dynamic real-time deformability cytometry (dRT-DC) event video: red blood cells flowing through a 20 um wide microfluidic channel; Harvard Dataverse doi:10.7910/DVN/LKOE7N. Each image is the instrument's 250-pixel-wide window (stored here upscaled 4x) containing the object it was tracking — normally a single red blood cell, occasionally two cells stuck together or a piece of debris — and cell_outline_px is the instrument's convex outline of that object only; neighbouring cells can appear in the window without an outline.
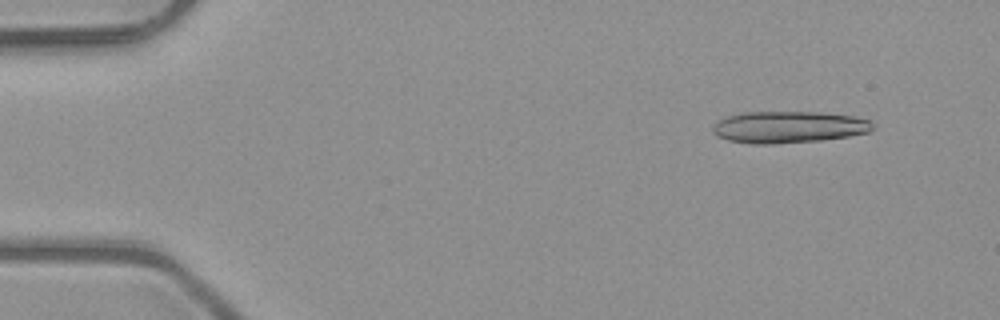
{"species": "common noctule bat (a hibernating species)", "species_latin": "Nyctalus noctula", "temperature_condition": "room temperature", "stored_images_in_passage": 18, "camera_frame_rate_fps": 3000, "um_per_image_px": 0.085, "animal": {"sex": "male", "body_mass_g": 23.1, "forearm_length_mm": 52.7}, "frame": {"image": 1, "passage_image": 5, "time_ms": 1.333, "image_size_px": [1000, 320], "cell_outline_px": [[876, 128], [868, 132], [848, 136], [820, 140], [776, 144], [752, 144], [728, 140], [716, 136], [712, 132], [712, 124], [716, 120], [724, 116], [740, 112], [820, 112], [852, 116], [868, 120]], "centroid_in_image_um": [66.94, 10.8], "position_along_channel_um": 18.1, "area_um2": 29.94}}